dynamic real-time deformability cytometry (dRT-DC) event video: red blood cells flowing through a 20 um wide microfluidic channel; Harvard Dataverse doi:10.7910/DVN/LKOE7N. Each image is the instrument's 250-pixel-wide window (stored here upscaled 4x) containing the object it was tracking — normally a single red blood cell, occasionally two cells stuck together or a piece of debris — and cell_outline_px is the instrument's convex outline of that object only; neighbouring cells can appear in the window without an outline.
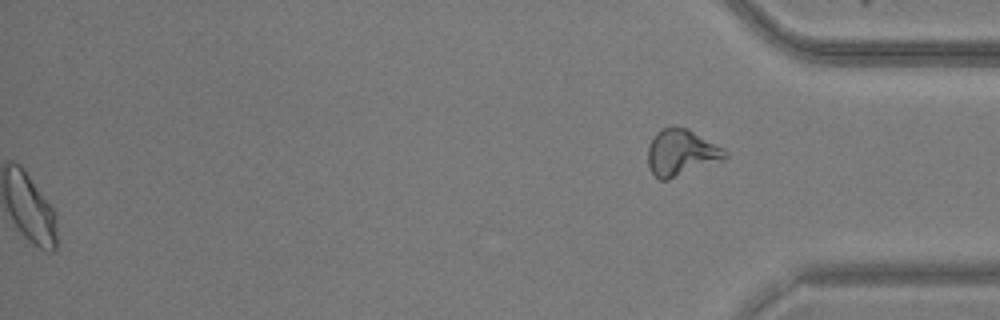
{"species": "common noctule bat (a hibernating species)", "species_latin": "Nyctalus noctula", "temperature_condition": "warm", "stored_images_in_passage": 41, "segment_of_instrument_passage": [2, 2], "camera_frame_rate_fps": 3000, "um_per_image_px": 0.085, "animal": {"sex": "male", "body_mass_g": 20.5, "forearm_length_mm": 52.5}, "frame": {"image": 1, "passage_image": 41, "time_ms": 13.333, "image_size_px": [1000, 320], "cell_outline_px": [[728, 156], [720, 160], [668, 180], [660, 180], [648, 168], [648, 144], [656, 132], [660, 128], [688, 128], [728, 152]], "centroid_in_image_um": [57.85, 12.98], "position_along_channel_um": 377.4, "area_um2": 20.4}}